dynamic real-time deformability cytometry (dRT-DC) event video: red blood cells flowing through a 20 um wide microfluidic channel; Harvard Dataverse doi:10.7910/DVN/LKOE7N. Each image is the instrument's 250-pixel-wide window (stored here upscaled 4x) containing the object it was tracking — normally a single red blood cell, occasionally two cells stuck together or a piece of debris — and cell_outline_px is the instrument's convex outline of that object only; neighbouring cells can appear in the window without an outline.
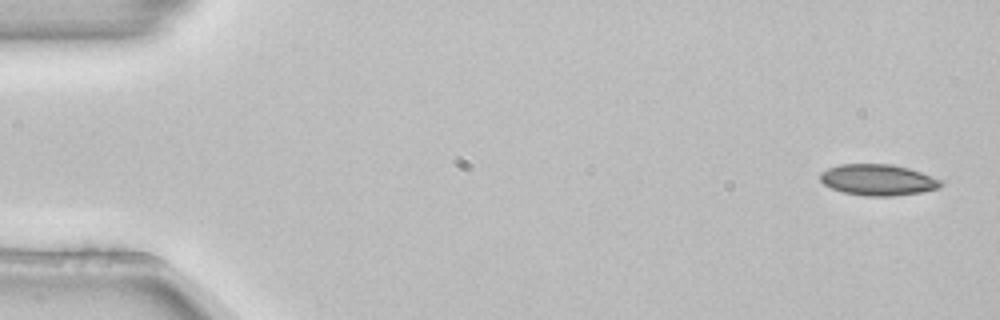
{"species": "common noctule bat (a hibernating species)", "species_latin": "Nyctalus noctula", "temperature_condition": "room temperature", "stored_images_in_passage": 7, "camera_frame_rate_fps": 3000, "um_per_image_px": 0.085, "animal": {"sex": "female", "body_mass_g": 22.7, "forearm_length_mm": 54.2}, "frame": {"image": 1, "passage_image": 1, "time_ms": 0.0, "image_size_px": [1000, 320], "cell_outline_px": [[944, 184], [940, 188], [920, 192], [892, 196], [864, 196], [844, 192], [832, 188], [824, 184], [820, 180], [820, 172], [828, 168], [840, 164], [892, 164], [908, 168], [920, 172], [940, 180]], "centroid_in_image_um": [74.61, 15.29], "position_along_channel_um": 10.4, "area_um2": 21.79}}
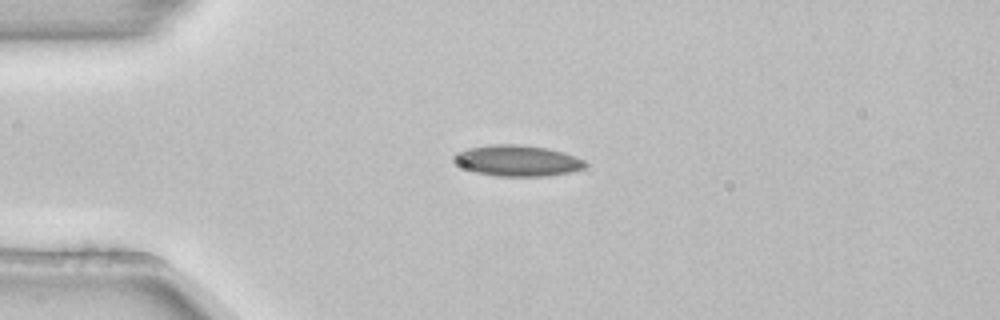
{"frame": {"image": 2, "passage_image": 4, "time_ms": 1.0, "image_size_px": [1000, 320], "cell_outline_px": [[588, 164], [584, 168], [568, 172], [544, 176], [496, 176], [476, 172], [464, 168], [456, 164], [452, 160], [452, 156], [456, 152], [468, 148], [492, 144], [520, 144], [544, 148], [560, 152], [584, 160]], "centroid_in_image_um": [43.9, 13.65], "position_along_channel_um": 41.1, "area_um2": 23.52}}